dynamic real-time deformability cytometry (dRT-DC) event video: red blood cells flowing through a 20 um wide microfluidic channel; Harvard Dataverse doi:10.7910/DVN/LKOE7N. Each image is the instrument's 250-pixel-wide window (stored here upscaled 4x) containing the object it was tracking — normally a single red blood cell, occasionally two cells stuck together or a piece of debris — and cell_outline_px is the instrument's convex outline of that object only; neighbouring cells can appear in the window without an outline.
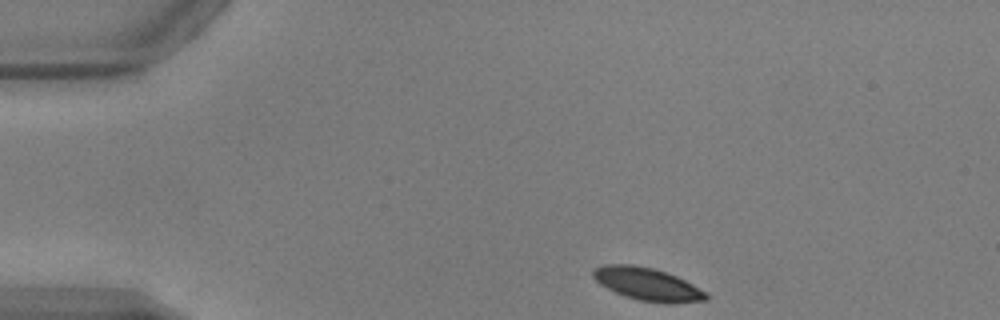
{"species": "common noctule bat (a hibernating species)", "species_latin": "Nyctalus noctula", "temperature_condition": "warm", "stored_images_in_passage": 44, "camera_frame_rate_fps": 3000, "um_per_image_px": 0.085, "animal": {"sex": "male", "body_mass_g": 17.9, "forearm_length_mm": 54.2}, "frame": {"image": 1, "passage_image": 1, "time_ms": 0.0, "image_size_px": [1000, 320], "cell_outline_px": [[708, 300], [668, 304], [664, 304], [640, 300], [624, 296], [600, 284], [592, 276], [592, 268], [604, 264], [632, 264], [652, 268], [676, 276], [708, 292]], "centroid_in_image_um": [55.03, 24.15], "position_along_channel_um": 30.0, "area_um2": 21.62}}
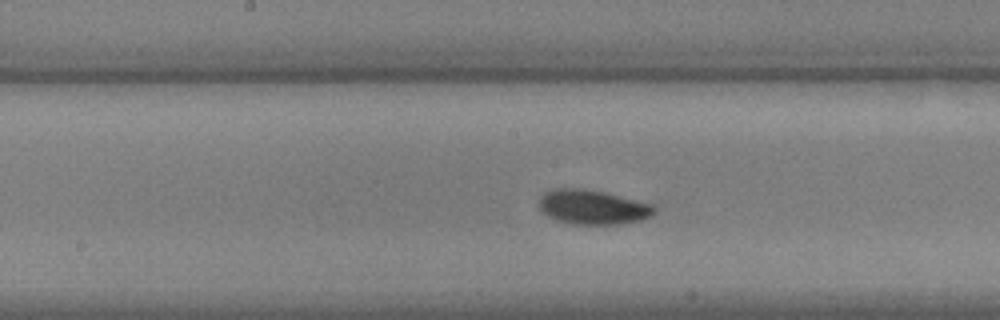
{"frame": {"image": 2, "passage_image": 19, "time_ms": 6.0, "image_size_px": [1000, 320], "cell_outline_px": [[656, 212], [652, 216], [640, 220], [620, 224], [572, 224], [556, 220], [548, 216], [540, 208], [540, 196], [544, 192], [552, 188], [584, 188], [652, 204], [656, 208]], "centroid_in_image_um": [50.37, 17.6], "position_along_channel_um": 197.8, "area_um2": 23.06}}
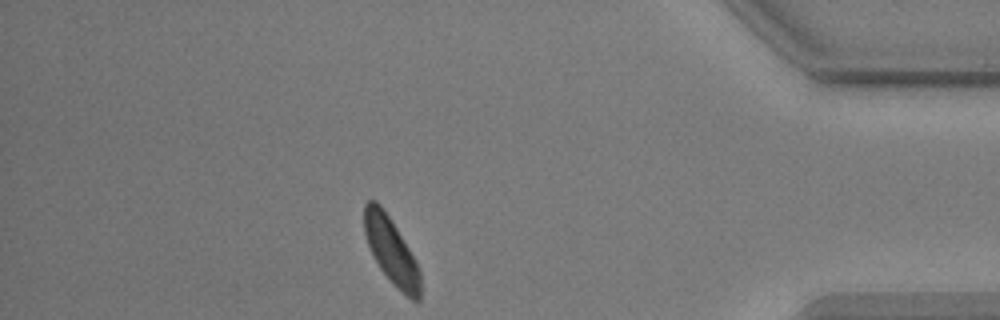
{"frame": {"image": 3, "passage_image": 38, "time_ms": 12.333, "image_size_px": [1000, 320], "cell_outline_px": [[420, 300], [412, 300], [396, 288], [380, 268], [372, 256], [364, 232], [364, 204], [368, 200], [376, 200], [380, 204], [396, 228], [416, 260], [420, 268]], "centroid_in_image_um": [33.25, 21.32], "position_along_channel_um": 402.0, "area_um2": 21.62}, "authors_computed_cell_mechanics": {"area_um2": 22.1952, "velocity_mm_per_s": 3.8163, "shape_relaxation_time_tau1_ms": 3.4537, "shape_relaxation_time_tau2_ms": null, "deformation_change_tau1": 0.1356, "deformation_change_tau2": null}}